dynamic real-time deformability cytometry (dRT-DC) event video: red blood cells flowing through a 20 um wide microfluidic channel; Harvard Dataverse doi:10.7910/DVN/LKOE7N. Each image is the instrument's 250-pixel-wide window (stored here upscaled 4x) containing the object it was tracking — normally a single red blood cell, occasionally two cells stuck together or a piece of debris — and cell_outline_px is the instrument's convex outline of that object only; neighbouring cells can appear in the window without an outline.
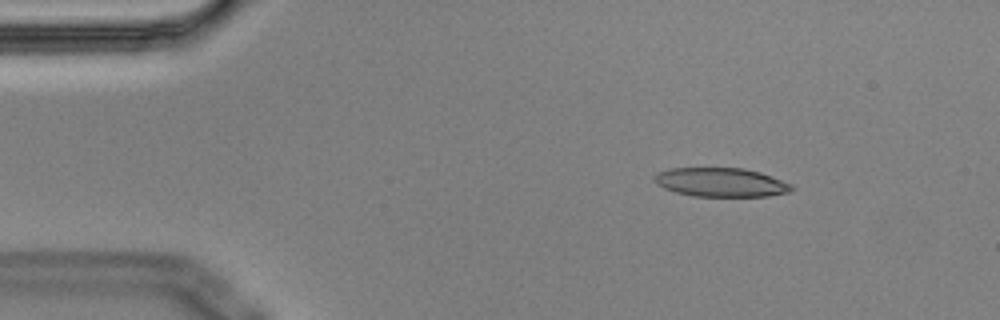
{"species": "Egyptian fruit bat (a non-hibernating species)", "species_latin": "Rousettus aegyptiacus", "temperature_condition": "cold", "stored_images_in_passage": 3, "camera_frame_rate_fps": 3000, "um_per_image_px": 0.085, "animal": {"sex": "male"}, "frame": {"image": 1, "passage_image": 2, "time_ms": 0.333, "image_size_px": [1000, 320], "cell_outline_px": [[796, 188], [788, 192], [768, 196], [692, 196], [676, 192], [664, 188], [656, 184], [656, 172], [672, 168], [744, 168], [760, 172], [792, 184]], "centroid_in_image_um": [61.3, 15.49], "position_along_channel_um": 23.7, "area_um2": 23.06}}